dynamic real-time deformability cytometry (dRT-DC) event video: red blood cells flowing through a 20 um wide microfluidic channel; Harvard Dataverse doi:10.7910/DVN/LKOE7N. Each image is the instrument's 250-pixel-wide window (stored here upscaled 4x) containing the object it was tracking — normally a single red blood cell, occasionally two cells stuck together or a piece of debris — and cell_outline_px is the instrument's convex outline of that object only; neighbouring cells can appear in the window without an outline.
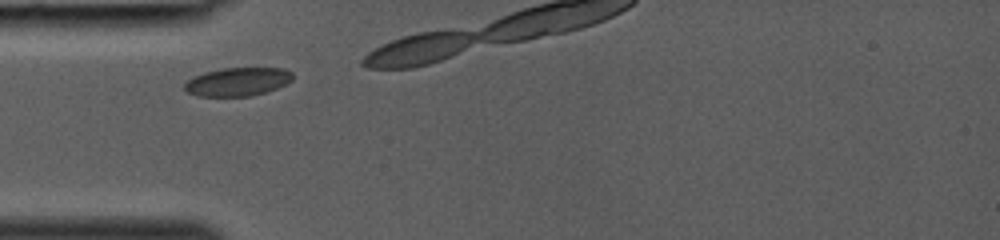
{"species": "common noctule bat (a hibernating species)", "species_latin": "Nyctalus noctula", "temperature_condition": "room temperature", "stored_images_in_passage": 4, "camera_frame_rate_fps": 3000, "um_per_image_px": 0.085, "animal": {"sex": "female", "body_mass_g": 19.0, "forearm_length_mm": 53.3}, "frame": {"image": 1, "passage_image": 1, "time_ms": 0.0, "image_size_px": [1000, 240], "cell_outline_px": [[292, 80], [276, 88], [252, 96], [196, 96], [188, 92], [184, 88], [184, 84], [192, 76], [204, 72], [220, 68], [284, 68], [292, 72]], "centroid_in_image_um": [20.16, 6.94], "position_along_channel_um": 64.8, "area_um2": 17.92}}